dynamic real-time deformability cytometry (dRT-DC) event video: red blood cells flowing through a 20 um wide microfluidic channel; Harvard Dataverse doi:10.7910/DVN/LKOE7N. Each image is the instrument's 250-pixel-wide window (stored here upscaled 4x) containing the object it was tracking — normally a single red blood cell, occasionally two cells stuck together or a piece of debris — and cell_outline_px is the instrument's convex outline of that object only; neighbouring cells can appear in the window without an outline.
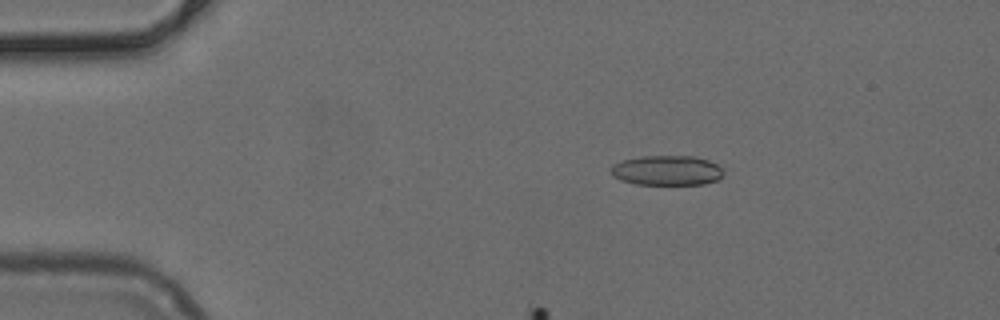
{"species": "common noctule bat (a hibernating species)", "species_latin": "Nyctalus noctula", "temperature_condition": "cold", "stored_images_in_passage": 44, "camera_frame_rate_fps": 3000, "um_per_image_px": 0.085, "animal": {"sex": "female", "body_mass_g": 24.6, "forearm_length_mm": 56.2}, "frame": {"image": 1, "passage_image": 1, "time_ms": 0.0, "image_size_px": [1000, 320], "cell_outline_px": [[724, 172], [716, 180], [704, 184], [636, 184], [620, 180], [612, 176], [612, 164], [620, 160], [640, 156], [692, 156], [708, 160], [716, 164]], "centroid_in_image_um": [56.63, 14.48], "position_along_channel_um": 28.4, "area_um2": 19.54}}
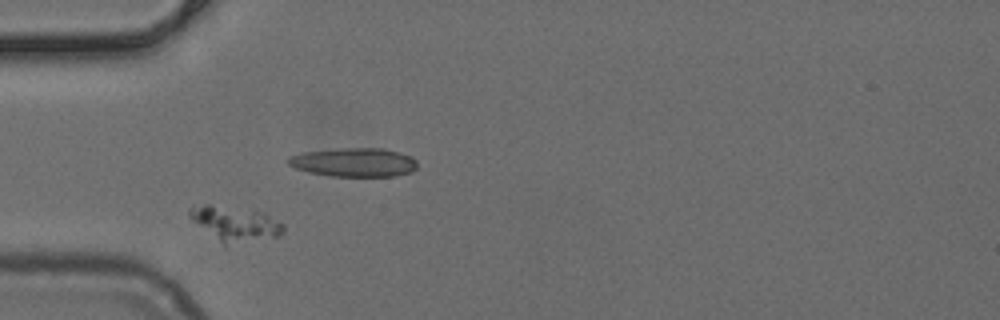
{"frame": {"image": 2, "passage_image": 7, "time_ms": 2.0, "image_size_px": [1000, 320], "cell_outline_px": [[284, 232], [276, 236], [224, 248], [192, 220], [188, 216], [188, 208], [204, 204], [212, 204], [264, 212], [284, 224]], "centroid_in_image_um": [19.95, 19.05], "position_along_channel_um": 65.0, "area_um2": 19.59}}
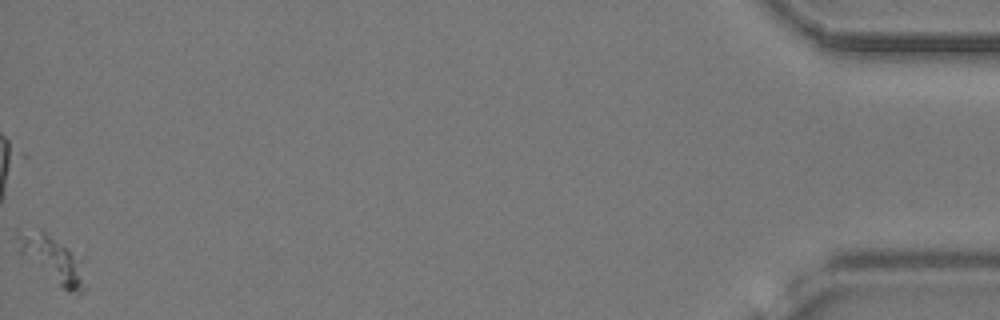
{"frame": {"image": 3, "passage_image": 44, "time_ms": 14.333, "image_size_px": [1000, 320], "cell_outline_px": [[84, 292], [80, 296], [68, 292], [60, 288], [20, 256], [20, 248], [24, 240], [40, 228], [84, 252]], "centroid_in_image_um": [4.73, 22.15], "position_along_channel_um": 430.5, "area_um2": 18.96}}